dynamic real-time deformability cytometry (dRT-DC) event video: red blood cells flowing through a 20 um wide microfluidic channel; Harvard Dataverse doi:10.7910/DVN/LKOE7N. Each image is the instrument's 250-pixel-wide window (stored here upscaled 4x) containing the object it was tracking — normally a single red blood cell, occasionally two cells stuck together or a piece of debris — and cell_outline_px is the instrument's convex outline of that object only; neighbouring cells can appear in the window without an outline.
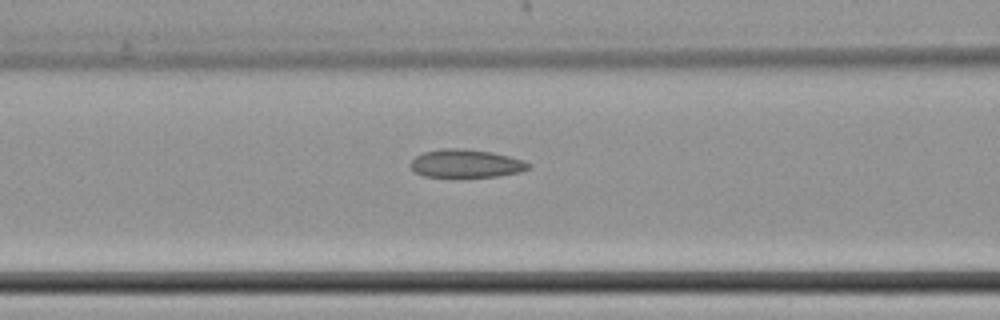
{"species": "common noctule bat (a hibernating species)", "species_latin": "Nyctalus noctula", "temperature_condition": "cold", "stored_images_in_passage": 14, "camera_frame_rate_fps": 3000, "um_per_image_px": 0.085, "animal": {"sex": "female", "body_mass_g": 22.7, "forearm_length_mm": 54.2}, "frame": {"image": 1, "passage_image": 12, "time_ms": 3.667, "image_size_px": [1000, 320], "cell_outline_px": [[532, 168], [520, 172], [500, 176], [424, 176], [416, 172], [408, 164], [416, 156], [424, 152], [440, 148], [464, 148], [492, 152], [524, 160], [532, 164]], "centroid_in_image_um": [39.65, 13.88], "position_along_channel_um": 127.0, "area_um2": 19.36}}